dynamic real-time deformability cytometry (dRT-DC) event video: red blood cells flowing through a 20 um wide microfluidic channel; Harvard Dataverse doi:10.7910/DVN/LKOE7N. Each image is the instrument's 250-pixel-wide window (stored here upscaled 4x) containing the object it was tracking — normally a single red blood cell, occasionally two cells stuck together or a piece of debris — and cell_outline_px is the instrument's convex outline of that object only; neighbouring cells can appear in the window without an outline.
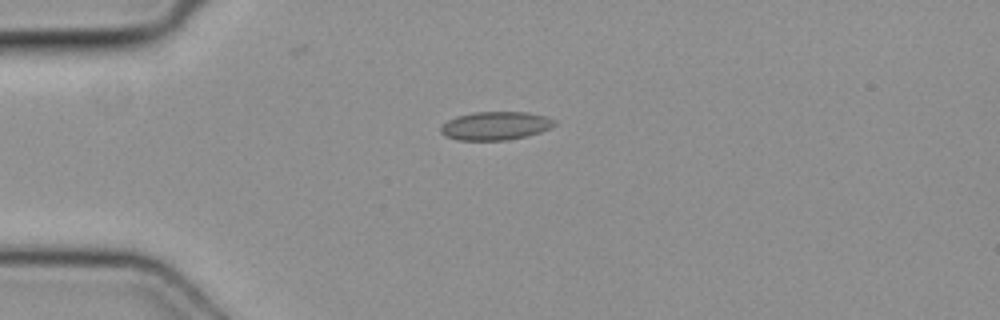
{"species": "common noctule bat (a hibernating species)", "species_latin": "Nyctalus noctula", "temperature_condition": "cold", "stored_images_in_passage": 38, "camera_frame_rate_fps": 3000, "um_per_image_px": 0.085, "animal": {"sex": "female", "body_mass_g": 19.3, "forearm_length_mm": 54.1}, "frame": {"image": 1, "passage_image": 1, "time_ms": 0.0, "image_size_px": [1000, 320], "cell_outline_px": [[556, 124], [552, 128], [528, 136], [508, 140], [456, 140], [444, 136], [440, 132], [440, 124], [456, 116], [472, 112], [528, 112], [548, 116], [556, 120]], "centroid_in_image_um": [42.12, 10.69], "position_along_channel_um": 42.9, "area_um2": 19.25}}
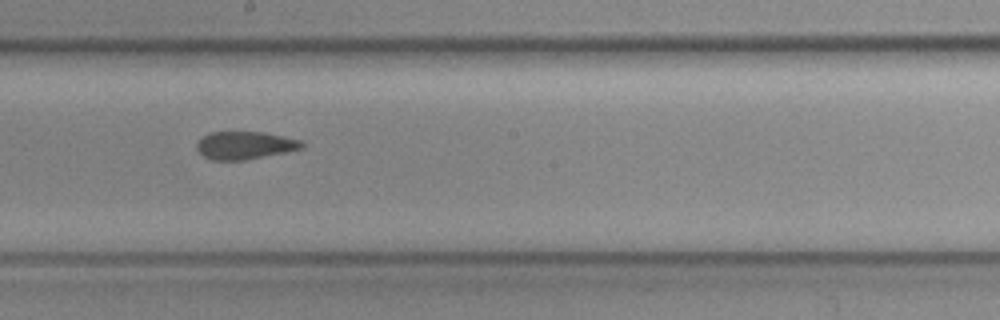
{"frame": {"image": 2, "passage_image": 16, "time_ms": 5.0, "image_size_px": [1000, 320], "cell_outline_px": [[304, 144], [300, 148], [284, 152], [244, 160], [212, 160], [204, 156], [196, 148], [196, 140], [208, 132], [264, 132], [300, 140]], "centroid_in_image_um": [20.73, 12.34], "position_along_channel_um": 227.5, "area_um2": 16.88}}
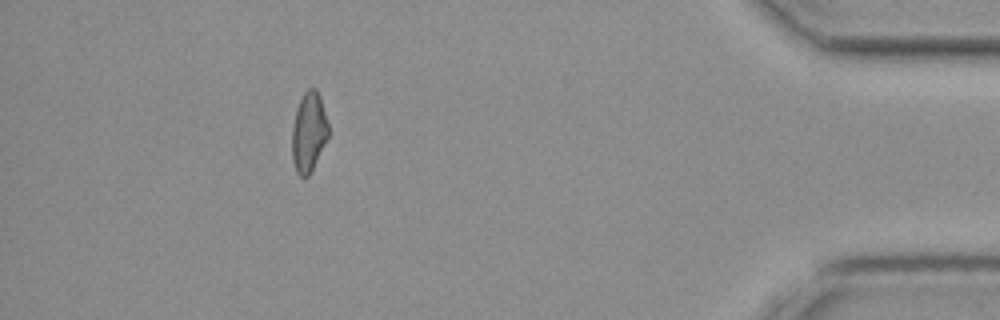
{"frame": {"image": 3, "passage_image": 33, "time_ms": 10.667, "image_size_px": [1000, 320], "cell_outline_px": [[328, 136], [308, 176], [304, 180], [296, 172], [292, 160], [292, 128], [296, 108], [304, 92], [308, 88], [316, 88], [320, 96], [328, 124]], "centroid_in_image_um": [26.22, 11.22], "position_along_channel_um": 409.0, "area_um2": 16.76}}